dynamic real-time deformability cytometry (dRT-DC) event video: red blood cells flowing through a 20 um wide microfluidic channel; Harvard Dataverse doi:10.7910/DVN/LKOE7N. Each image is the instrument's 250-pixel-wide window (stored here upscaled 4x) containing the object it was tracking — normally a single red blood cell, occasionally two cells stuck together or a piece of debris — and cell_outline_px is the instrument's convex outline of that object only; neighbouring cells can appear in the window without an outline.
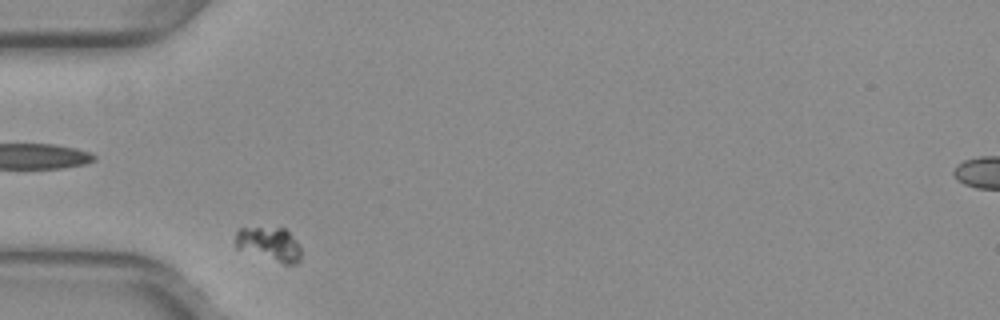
{"species": "common noctule bat (a hibernating species)", "species_latin": "Nyctalus noctula", "temperature_condition": "warm", "stored_images_in_passage": 35, "camera_frame_rate_fps": 3000, "um_per_image_px": 0.085, "animal": {"sex": "female", "body_mass_g": 29.2, "forearm_length_mm": 56.3}, "frame": {"image": 1, "passage_image": 1, "time_ms": 0.0, "image_size_px": [1000, 320], "cell_outline_px": [[300, 260], [296, 264], [284, 264], [236, 248], [236, 232], [240, 228], [284, 228], [296, 240], [300, 248]], "centroid_in_image_um": [22.9, 20.75], "position_along_channel_um": 62.1, "area_um2": 12.77}}
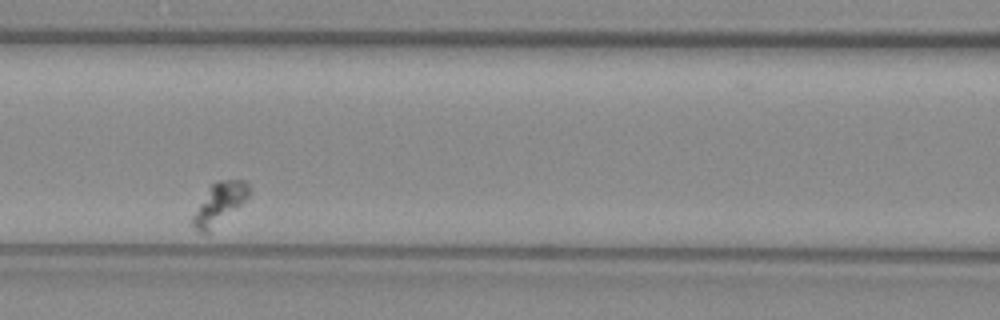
{"frame": {"image": 2, "passage_image": 9, "time_ms": 2.667, "image_size_px": [1000, 320], "cell_outline_px": [[248, 196], [236, 208], [208, 232], [200, 232], [192, 224], [192, 216], [212, 184], [216, 180], [244, 180], [248, 184]], "centroid_in_image_um": [18.63, 17.28], "position_along_channel_um": 148.0, "area_um2": 12.77}}
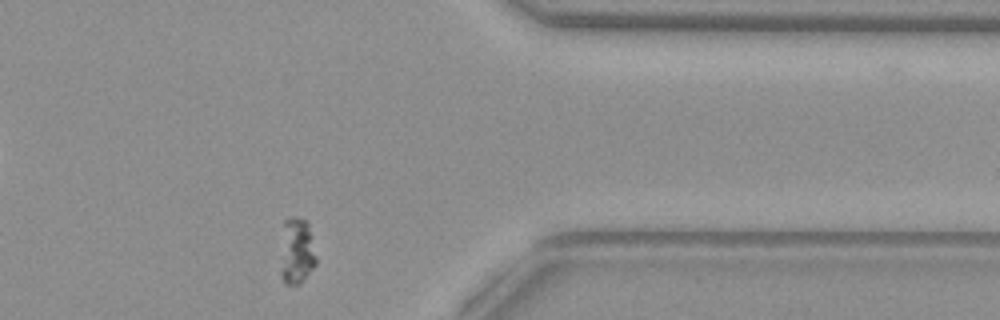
{"frame": {"image": 3, "passage_image": 31, "time_ms": 10.0, "image_size_px": [1000, 320], "cell_outline_px": [[316, 264], [296, 284], [284, 284], [280, 276], [280, 272], [284, 220], [292, 216], [308, 220], [316, 256]], "centroid_in_image_um": [25.21, 21.3], "position_along_channel_um": 386.2, "area_um2": 13.64}}